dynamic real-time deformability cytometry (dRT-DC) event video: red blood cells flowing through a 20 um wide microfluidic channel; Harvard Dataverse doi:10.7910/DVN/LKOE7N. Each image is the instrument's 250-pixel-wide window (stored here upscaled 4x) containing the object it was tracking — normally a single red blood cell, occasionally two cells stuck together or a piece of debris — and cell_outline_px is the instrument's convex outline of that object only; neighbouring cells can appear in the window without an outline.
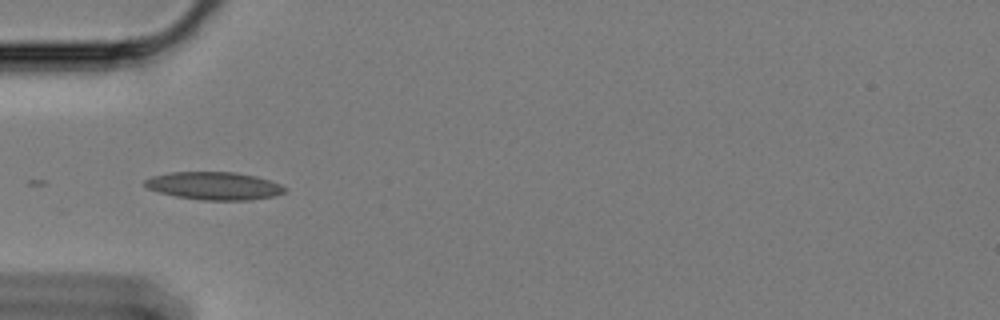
{"species": "Egyptian fruit bat (a non-hibernating species)", "species_latin": "Rousettus aegyptiacus", "temperature_condition": "cold", "stored_images_in_passage": 9, "camera_frame_rate_fps": 3000, "um_per_image_px": 0.085, "animal": {"sex": "female"}, "frame": {"image": 1, "passage_image": 1, "time_ms": 0.0, "image_size_px": [1000, 320], "cell_outline_px": [[288, 188], [284, 192], [272, 196], [252, 200], [200, 200], [176, 196], [160, 192], [148, 188], [144, 184], [144, 180], [152, 176], [168, 172], [236, 172], [256, 176], [280, 184]], "centroid_in_image_um": [18.2, 15.79], "position_along_channel_um": 66.8, "area_um2": 22.66}}
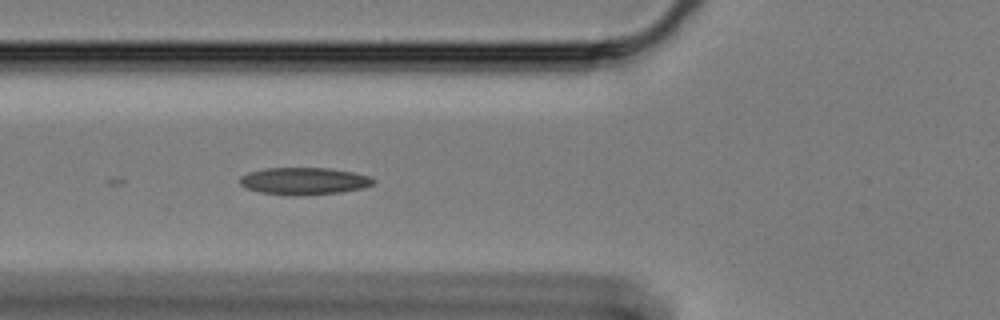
{"frame": {"image": 2, "passage_image": 4, "time_ms": 1.0, "image_size_px": [1000, 320], "cell_outline_px": [[376, 180], [372, 184], [364, 188], [340, 192], [304, 196], [292, 196], [260, 192], [248, 188], [240, 184], [240, 176], [248, 172], [264, 168], [328, 168], [352, 172], [368, 176]], "centroid_in_image_um": [25.83, 15.39], "position_along_channel_um": 100.0, "area_um2": 21.21}}
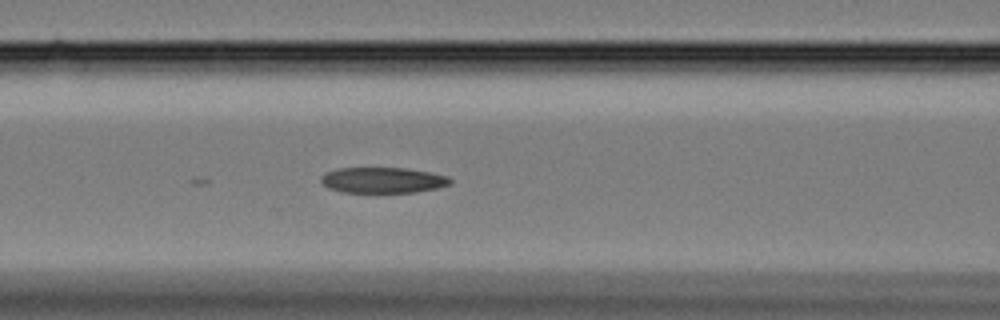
{"frame": {"image": 3, "passage_image": 7, "time_ms": 2.0, "image_size_px": [1000, 320], "cell_outline_px": [[452, 180], [448, 184], [436, 188], [416, 192], [344, 192], [328, 188], [320, 180], [320, 176], [328, 172], [340, 168], [404, 168], [428, 172], [448, 176]], "centroid_in_image_um": [32.52, 15.31], "position_along_channel_um": 134.1, "area_um2": 19.07}}